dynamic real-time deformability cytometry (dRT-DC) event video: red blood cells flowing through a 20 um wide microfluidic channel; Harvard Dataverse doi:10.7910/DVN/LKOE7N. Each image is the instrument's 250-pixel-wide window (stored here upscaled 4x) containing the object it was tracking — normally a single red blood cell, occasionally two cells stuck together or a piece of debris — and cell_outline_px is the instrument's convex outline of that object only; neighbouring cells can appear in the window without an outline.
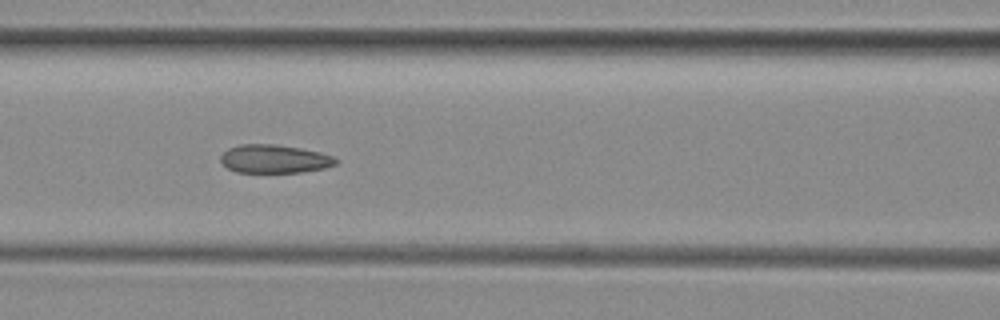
{"species": "common noctule bat (a hibernating species)", "species_latin": "Nyctalus noctula", "temperature_condition": "room temperature", "stored_images_in_passage": 39, "camera_frame_rate_fps": 3000, "um_per_image_px": 0.085, "animal": {"sex": "female", "body_mass_g": 29.2, "forearm_length_mm": 56.3}, "frame": {"image": 1, "passage_image": 9, "time_ms": 2.667, "image_size_px": [1000, 320], "cell_outline_px": [[340, 160], [336, 164], [324, 168], [300, 172], [236, 172], [228, 168], [220, 160], [220, 156], [228, 148], [240, 144], [276, 144], [300, 148], [320, 152], [332, 156]], "centroid_in_image_um": [23.33, 13.5], "position_along_channel_um": 143.3, "area_um2": 19.02}}
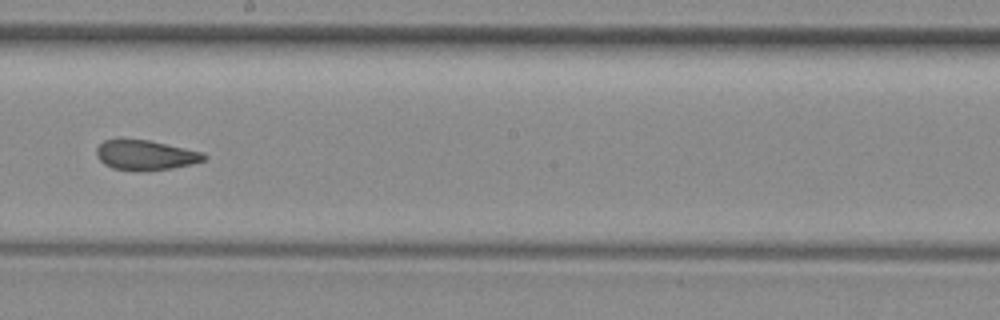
{"frame": {"image": 2, "passage_image": 16, "time_ms": 5.0, "image_size_px": [1000, 320], "cell_outline_px": [[208, 156], [204, 160], [192, 164], [172, 168], [112, 168], [104, 164], [96, 156], [96, 148], [104, 140], [148, 140], [204, 152]], "centroid_in_image_um": [12.4, 13.15], "position_along_channel_um": 235.8, "area_um2": 17.92}}
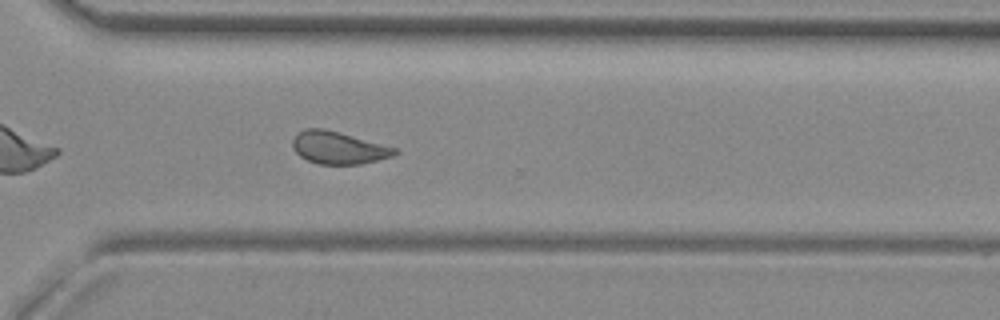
{"frame": {"image": 3, "passage_image": 24, "time_ms": 7.667, "image_size_px": [1000, 320], "cell_outline_px": [[400, 152], [392, 156], [360, 164], [320, 164], [308, 160], [300, 156], [292, 148], [292, 140], [304, 128], [324, 128], [340, 132], [396, 148]], "centroid_in_image_um": [28.75, 12.55], "position_along_channel_um": 341.8, "area_um2": 19.13}, "authors_computed_cell_mechanics": {"area_um2": 19.652, "velocity_mm_per_s": 3.98, "shape_relaxation_time_tau1_ms": null, "shape_relaxation_time_tau2_ms": 1.6452, "deformation_change_tau1": null, "deformation_change_tau2": 0.0794}}